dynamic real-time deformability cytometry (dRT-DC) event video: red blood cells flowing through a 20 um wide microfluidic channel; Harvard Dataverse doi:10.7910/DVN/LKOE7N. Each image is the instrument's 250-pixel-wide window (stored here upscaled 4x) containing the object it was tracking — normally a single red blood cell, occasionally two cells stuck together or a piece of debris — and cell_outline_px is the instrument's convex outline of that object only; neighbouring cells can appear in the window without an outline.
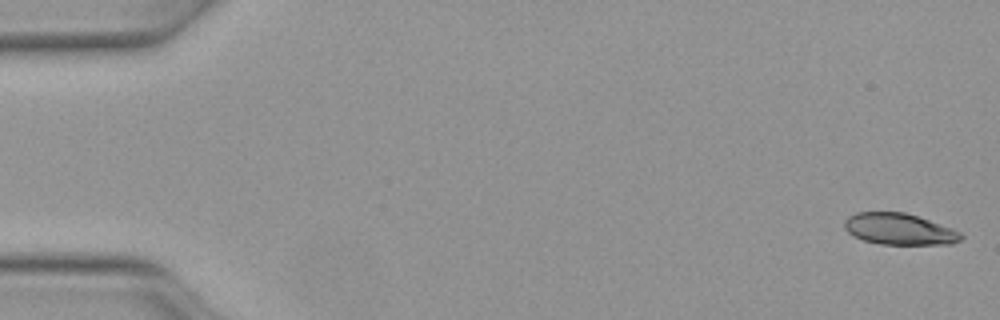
{"species": "Egyptian fruit bat (a non-hibernating species)", "species_latin": "Rousettus aegyptiacus", "temperature_condition": "warm", "stored_images_in_passage": 50, "camera_frame_rate_fps": 3000, "um_per_image_px": 0.085, "animal": {"sex": "female"}, "frame": {"image": 1, "passage_image": 1, "time_ms": 0.0, "image_size_px": [1000, 320], "cell_outline_px": [[964, 236], [960, 240], [952, 244], [880, 244], [864, 240], [848, 232], [844, 228], [844, 220], [848, 216], [856, 212], [904, 212], [928, 220], [960, 232]], "centroid_in_image_um": [76.4, 19.47], "position_along_channel_um": 8.6, "area_um2": 21.04}}
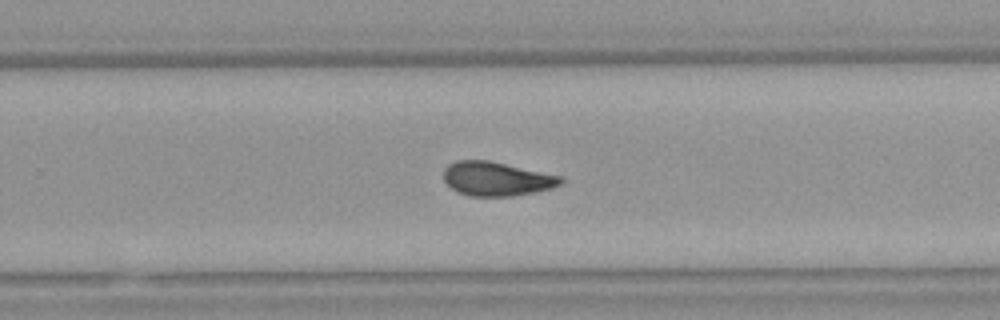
{"frame": {"image": 2, "passage_image": 32, "time_ms": 10.333, "image_size_px": [1000, 320], "cell_outline_px": [[568, 180], [552, 188], [512, 196], [472, 196], [456, 192], [444, 180], [444, 168], [448, 164], [456, 160], [488, 160], [564, 176]], "centroid_in_image_um": [42.24, 15.19], "position_along_channel_um": 287.6, "area_um2": 23.41}}
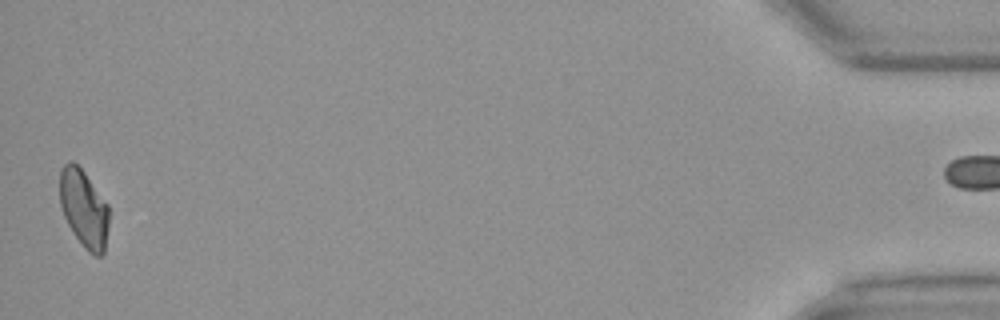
{"frame": {"image": 3, "passage_image": 49, "time_ms": 16.0, "image_size_px": [1000, 320], "cell_outline_px": [[108, 228], [104, 252], [100, 256], [96, 256], [88, 252], [84, 248], [68, 224], [64, 216], [60, 204], [60, 172], [64, 164], [68, 160], [72, 160], [84, 172], [108, 204]], "centroid_in_image_um": [7.13, 17.72], "position_along_channel_um": 428.1, "area_um2": 22.14}}